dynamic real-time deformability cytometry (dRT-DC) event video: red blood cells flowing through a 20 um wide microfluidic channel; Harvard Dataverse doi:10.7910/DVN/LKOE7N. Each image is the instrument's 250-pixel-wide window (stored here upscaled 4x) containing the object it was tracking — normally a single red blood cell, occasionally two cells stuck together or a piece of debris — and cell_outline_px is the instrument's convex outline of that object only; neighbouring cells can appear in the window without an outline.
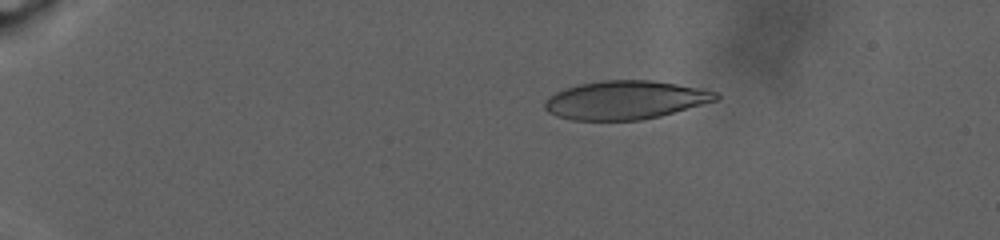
{"species": "human", "species_latin": "Homo sapiens", "temperature_condition": "warm", "stored_images_in_passage": 66, "camera_frame_rate_fps": 3000, "um_per_image_px": 0.085, "donor": {"sex": "male"}, "frame": {"image": 1, "passage_image": 4, "time_ms": 1.0, "image_size_px": [1000, 240], "cell_outline_px": [[720, 100], [660, 116], [640, 120], [572, 120], [556, 116], [548, 112], [544, 108], [544, 100], [548, 96], [564, 88], [580, 84], [600, 80], [652, 80], [704, 88], [716, 92], [720, 96]], "centroid_in_image_um": [53.17, 8.5], "position_along_channel_um": 31.8, "area_um2": 38.84}}
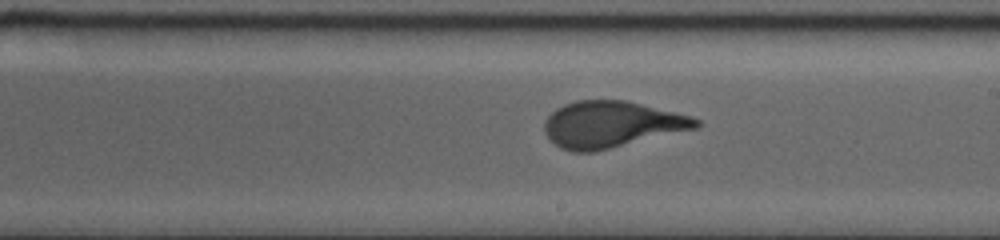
{"frame": {"image": 2, "passage_image": 38, "time_ms": 13.667, "image_size_px": [1000, 240], "cell_outline_px": [[700, 124], [696, 128], [592, 152], [572, 152], [560, 148], [544, 132], [544, 120], [556, 108], [564, 104], [576, 100], [624, 100], [688, 116], [700, 120]], "centroid_in_image_um": [51.9, 10.57], "position_along_channel_um": 237.1, "area_um2": 40.29}}
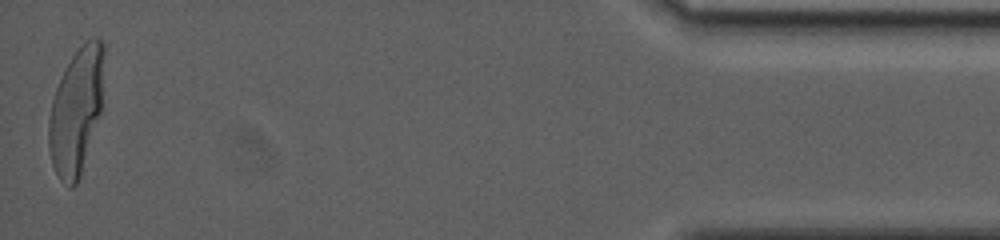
{"frame": {"image": 3, "passage_image": 66, "time_ms": 24.333, "image_size_px": [1000, 240], "cell_outline_px": [[104, 52], [100, 112], [80, 176], [76, 184], [72, 188], [68, 188], [60, 180], [52, 164], [48, 148], [48, 120], [52, 100], [56, 88], [72, 56], [92, 36], [96, 36], [104, 40]], "centroid_in_image_um": [6.46, 9.45], "position_along_channel_um": 428.7, "area_um2": 40.17}}